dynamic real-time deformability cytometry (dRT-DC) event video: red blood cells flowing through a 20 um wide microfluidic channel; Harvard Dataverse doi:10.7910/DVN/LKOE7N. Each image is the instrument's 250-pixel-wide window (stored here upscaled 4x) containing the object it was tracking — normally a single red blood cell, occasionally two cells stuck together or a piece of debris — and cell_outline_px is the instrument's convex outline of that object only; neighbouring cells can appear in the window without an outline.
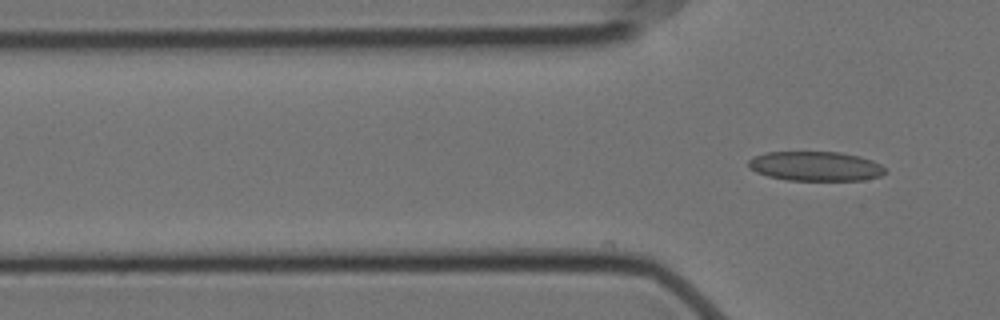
{"species": "Egyptian fruit bat (a non-hibernating species)", "species_latin": "Rousettus aegyptiacus", "temperature_condition": "cold", "stored_images_in_passage": 8, "camera_frame_rate_fps": 3000, "um_per_image_px": 0.085, "animal": {"sex": "female"}, "frame": {"image": 1, "passage_image": 8, "time_ms": 2.333, "image_size_px": [1000, 320], "cell_outline_px": [[888, 172], [880, 176], [864, 180], [788, 180], [768, 176], [756, 172], [748, 168], [748, 160], [752, 156], [768, 152], [840, 152], [860, 156], [872, 160], [880, 164]], "centroid_in_image_um": [69.31, 14.12], "position_along_channel_um": 56.5, "area_um2": 23.64}}